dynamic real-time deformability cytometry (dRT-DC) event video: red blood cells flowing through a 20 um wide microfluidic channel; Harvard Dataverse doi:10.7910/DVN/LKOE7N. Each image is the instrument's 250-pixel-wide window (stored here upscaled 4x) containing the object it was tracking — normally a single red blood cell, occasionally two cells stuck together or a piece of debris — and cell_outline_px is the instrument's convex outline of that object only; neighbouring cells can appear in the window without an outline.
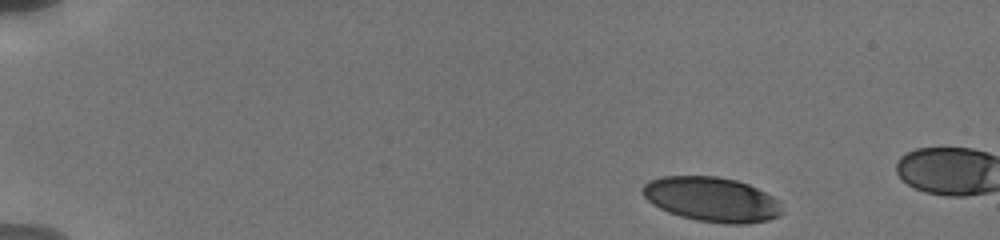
{"species": "human", "species_latin": "Homo sapiens", "temperature_condition": "cold", "stored_images_in_passage": 5, "camera_frame_rate_fps": 3000, "um_per_image_px": 0.085, "donor": {"sex": "male"}, "frame": {"image": 1, "passage_image": 1, "time_ms": 0.0, "image_size_px": [1000, 240], "cell_outline_px": [[780, 212], [776, 216], [768, 220], [748, 224], [724, 224], [696, 220], [680, 216], [668, 212], [652, 204], [640, 192], [640, 188], [648, 180], [664, 176], [716, 176], [736, 180], [748, 184], [772, 196], [776, 200], [780, 208]], "centroid_in_image_um": [60.43, 16.94], "position_along_channel_um": 24.6, "area_um2": 36.18}}